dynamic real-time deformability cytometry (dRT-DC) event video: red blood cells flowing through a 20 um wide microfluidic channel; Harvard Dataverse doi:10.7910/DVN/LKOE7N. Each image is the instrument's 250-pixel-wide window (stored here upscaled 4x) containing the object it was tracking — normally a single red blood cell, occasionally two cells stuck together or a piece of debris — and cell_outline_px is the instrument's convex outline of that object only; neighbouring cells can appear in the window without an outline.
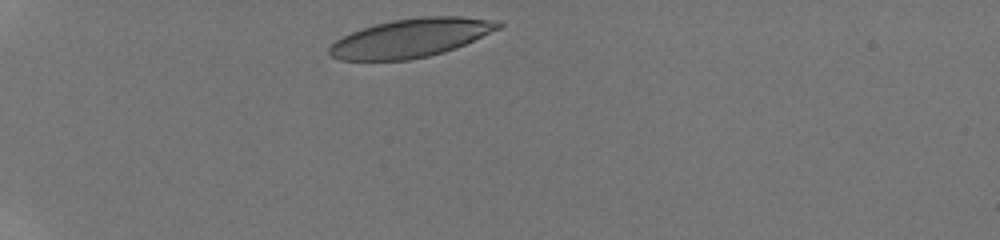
{"species": "human", "species_latin": "Homo sapiens", "temperature_condition": "room temperature", "stored_images_in_passage": 24, "camera_frame_rate_fps": 3000, "um_per_image_px": 0.085, "donor": {"sex": "male"}, "frame": {"image": 1, "passage_image": 1, "time_ms": 0.0, "image_size_px": [1000, 240], "cell_outline_px": [[504, 24], [500, 28], [456, 48], [444, 52], [428, 56], [408, 60], [340, 60], [332, 56], [328, 52], [328, 48], [336, 40], [352, 32], [376, 24], [392, 20], [420, 16], [460, 16], [496, 20]], "centroid_in_image_um": [34.95, 3.22], "position_along_channel_um": 50.1, "area_um2": 37.86}}
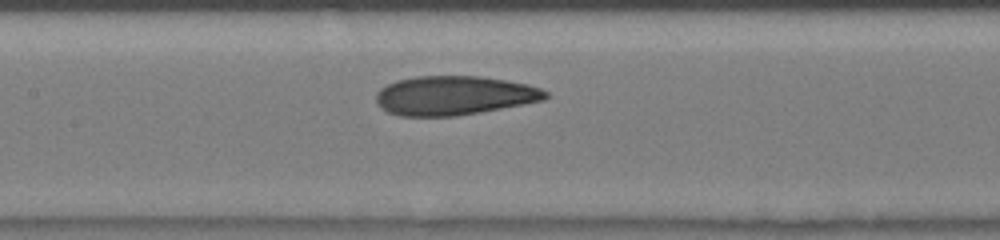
{"frame": {"image": 2, "passage_image": 9, "time_ms": 4.0, "image_size_px": [1000, 240], "cell_outline_px": [[548, 96], [544, 100], [480, 112], [456, 116], [400, 116], [388, 112], [380, 108], [376, 104], [376, 92], [380, 88], [396, 80], [416, 76], [480, 76], [508, 80], [528, 84], [540, 88], [548, 92]], "centroid_in_image_um": [38.58, 8.11], "position_along_channel_um": 168.8, "area_um2": 38.84}}
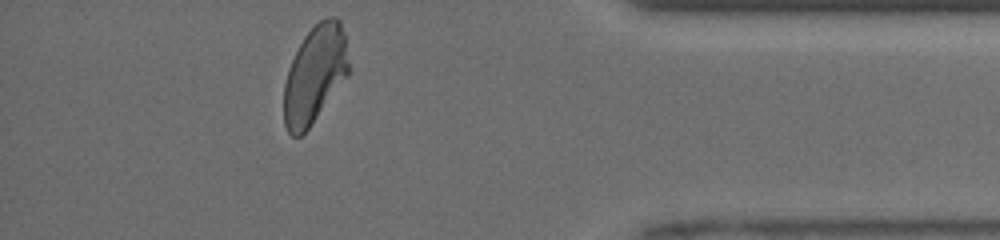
{"frame": {"image": 3, "passage_image": 24, "time_ms": 10.333, "image_size_px": [1000, 240], "cell_outline_px": [[348, 76], [308, 128], [300, 136], [292, 136], [288, 132], [284, 124], [284, 84], [288, 68], [304, 36], [320, 20], [328, 16], [336, 16], [340, 20], [344, 32], [348, 60]], "centroid_in_image_um": [26.76, 6.32], "position_along_channel_um": 408.4, "area_um2": 36.53}, "authors_computed_cell_mechanics": {"area_um2": 38.3503, "velocity_mm_per_s": 4.1602, "shape_relaxation_time_tau1_ms": 5.8173, "shape_relaxation_time_tau2_ms": 1.5342, "deformation_change_tau1": 0.1828, "deformation_change_tau2": 0.0728}}